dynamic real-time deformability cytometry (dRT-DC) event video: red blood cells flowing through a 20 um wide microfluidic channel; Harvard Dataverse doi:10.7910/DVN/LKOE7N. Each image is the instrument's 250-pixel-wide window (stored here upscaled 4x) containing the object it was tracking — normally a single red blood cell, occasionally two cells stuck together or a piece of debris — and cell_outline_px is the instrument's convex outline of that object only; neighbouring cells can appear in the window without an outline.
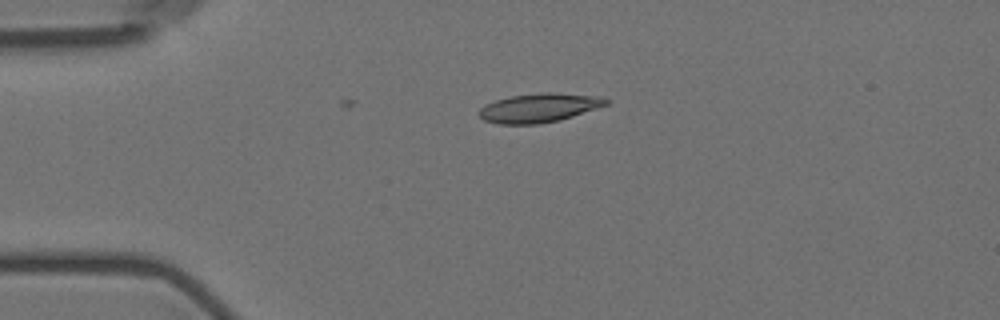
{"species": "Egyptian fruit bat (a non-hibernating species)", "species_latin": "Rousettus aegyptiacus", "temperature_condition": "room temperature", "stored_images_in_passage": 5, "camera_frame_rate_fps": 3000, "um_per_image_px": 0.085, "animal": {"sex": "female"}, "frame": {"image": 1, "passage_image": 4, "time_ms": 4.333, "image_size_px": [1000, 320], "cell_outline_px": [[608, 104], [560, 120], [536, 124], [500, 124], [484, 120], [480, 116], [480, 108], [484, 104], [496, 100], [512, 96], [544, 92], [552, 92], [604, 96], [608, 100]], "centroid_in_image_um": [45.84, 9.15], "position_along_channel_um": 39.2, "area_um2": 21.33}}